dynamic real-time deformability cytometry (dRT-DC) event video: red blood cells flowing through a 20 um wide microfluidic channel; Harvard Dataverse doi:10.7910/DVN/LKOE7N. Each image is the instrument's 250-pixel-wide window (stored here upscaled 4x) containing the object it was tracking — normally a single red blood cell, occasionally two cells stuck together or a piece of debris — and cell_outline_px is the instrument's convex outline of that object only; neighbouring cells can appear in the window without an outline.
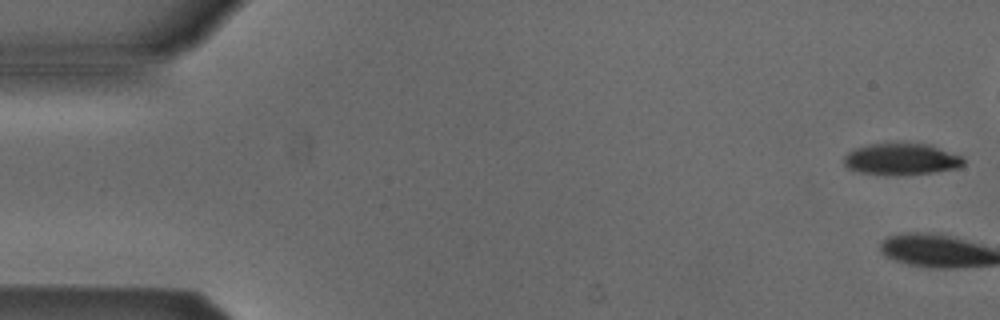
{"species": "Egyptian fruit bat (a non-hibernating species)", "species_latin": "Rousettus aegyptiacus", "temperature_condition": "cold", "stored_images_in_passage": 3, "camera_frame_rate_fps": 3000, "um_per_image_px": 0.085, "animal": {"sex": "male"}, "frame": {"image": 1, "passage_image": 1, "time_ms": 0.0, "image_size_px": [1000, 320], "cell_outline_px": [[964, 164], [960, 168], [932, 172], [860, 172], [848, 168], [844, 164], [844, 156], [848, 152], [856, 148], [868, 144], [928, 144], [960, 156], [964, 160]], "centroid_in_image_um": [76.62, 13.49], "position_along_channel_um": 8.4, "area_um2": 20.75}}